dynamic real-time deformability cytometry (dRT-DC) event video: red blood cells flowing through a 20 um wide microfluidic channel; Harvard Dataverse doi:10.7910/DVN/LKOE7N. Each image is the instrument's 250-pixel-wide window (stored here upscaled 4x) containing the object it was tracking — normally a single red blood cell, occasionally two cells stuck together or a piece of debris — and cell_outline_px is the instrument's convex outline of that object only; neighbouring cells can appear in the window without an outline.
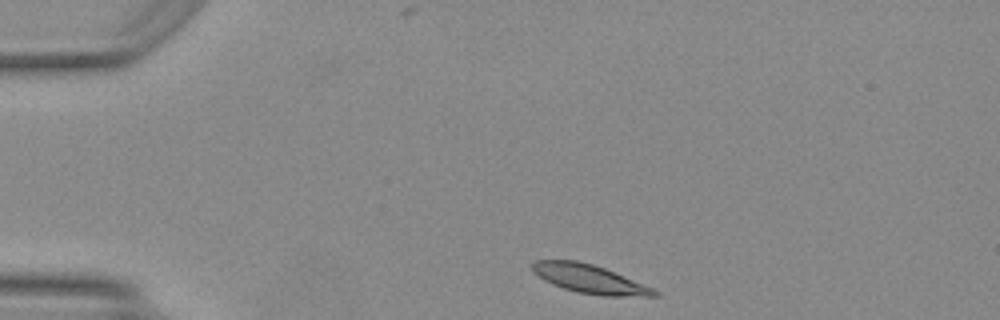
{"species": "Egyptian fruit bat (a non-hibernating species)", "species_latin": "Rousettus aegyptiacus", "temperature_condition": "warm", "stored_images_in_passage": 34, "camera_frame_rate_fps": 3000, "um_per_image_px": 0.085, "animal": {"sex": "female"}, "frame": {"image": 1, "passage_image": 1, "time_ms": 0.0, "image_size_px": [1000, 320], "cell_outline_px": [[660, 296], [604, 296], [576, 292], [552, 284], [544, 280], [532, 272], [532, 264], [536, 260], [576, 260], [592, 264], [604, 268], [652, 288], [660, 292]], "centroid_in_image_um": [50.09, 23.71], "position_along_channel_um": 34.9, "area_um2": 20.17}}
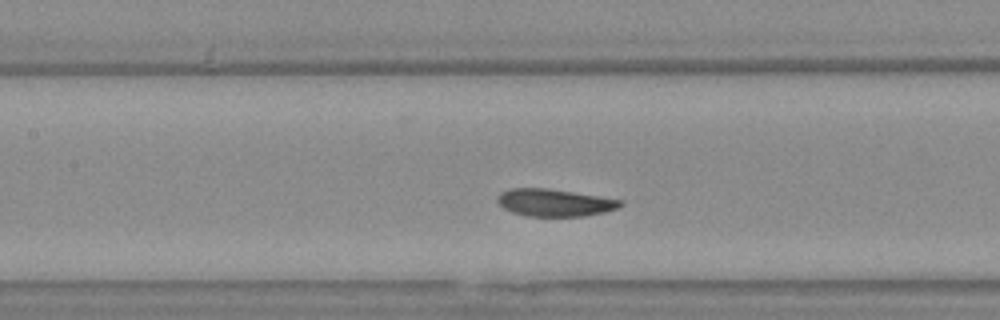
{"frame": {"image": 2, "passage_image": 14, "time_ms": 4.333, "image_size_px": [1000, 320], "cell_outline_px": [[624, 204], [616, 208], [604, 212], [584, 216], [524, 216], [512, 212], [504, 208], [496, 200], [496, 196], [500, 192], [508, 188], [548, 188], [624, 200]], "centroid_in_image_um": [47.11, 17.22], "position_along_channel_um": 160.3, "area_um2": 19.71}}
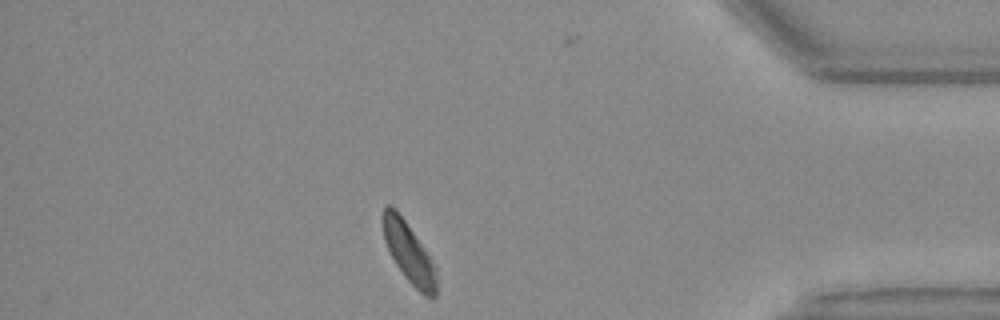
{"frame": {"image": 3, "passage_image": 34, "time_ms": 11.0, "image_size_px": [1000, 320], "cell_outline_px": [[436, 296], [432, 300], [424, 296], [404, 276], [396, 264], [384, 240], [380, 220], [380, 216], [384, 208], [388, 204], [404, 220], [436, 268]], "centroid_in_image_um": [34.72, 21.51], "position_along_channel_um": 400.5, "area_um2": 18.26}, "authors_computed_cell_mechanics": {"area_um2": 20.1722, "velocity_mm_per_s": 4.1169, "shape_relaxation_time_tau1_ms": 1.7221, "shape_relaxation_time_tau2_ms": 2.8161, "deformation_change_tau1": 0.1087, "deformation_change_tau2": 0.0671}}